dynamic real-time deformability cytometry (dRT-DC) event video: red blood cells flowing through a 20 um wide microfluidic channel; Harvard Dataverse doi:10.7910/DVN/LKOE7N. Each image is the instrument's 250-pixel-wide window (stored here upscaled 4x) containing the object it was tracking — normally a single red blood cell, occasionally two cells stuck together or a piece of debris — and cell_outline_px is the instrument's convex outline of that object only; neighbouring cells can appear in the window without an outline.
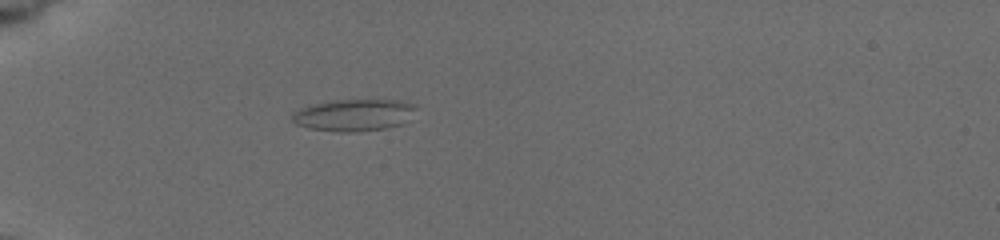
{"species": "common noctule bat (a hibernating species)", "species_latin": "Nyctalus noctula", "temperature_condition": "cold", "stored_images_in_passage": 29, "camera_frame_rate_fps": 3000, "um_per_image_px": 0.085, "animal": {"sex": "female", "body_mass_g": 19.5, "forearm_length_mm": 54.1}, "frame": {"image": 1, "passage_image": 1, "time_ms": 0.0, "image_size_px": [1000, 240], "cell_outline_px": [[416, 108], [400, 124], [388, 128], [356, 132], [336, 132], [308, 128], [296, 124], [292, 120], [292, 112], [300, 108], [332, 100], [376, 96], [400, 100]], "centroid_in_image_um": [30.05, 9.73], "position_along_channel_um": 55.0, "area_um2": 23.64}}
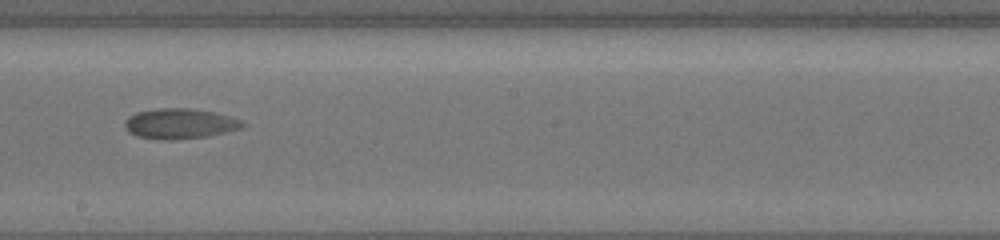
{"frame": {"image": 2, "passage_image": 13, "time_ms": 5.333, "image_size_px": [1000, 240], "cell_outline_px": [[248, 124], [244, 128], [208, 136], [168, 140], [164, 140], [136, 136], [128, 132], [124, 128], [124, 120], [128, 116], [136, 112], [156, 108], [188, 108], [216, 112], [240, 120]], "centroid_in_image_um": [15.27, 10.5], "position_along_channel_um": 232.9, "area_um2": 21.04}}
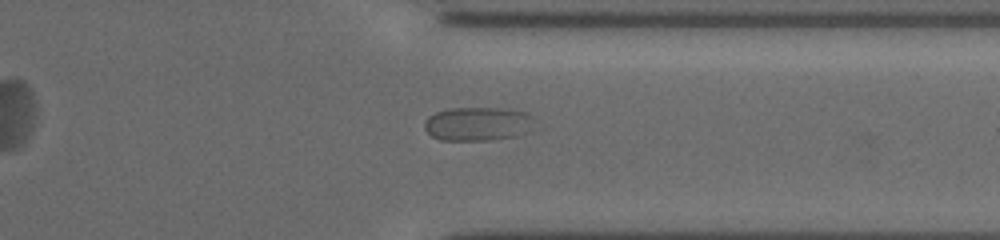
{"frame": {"image": 3, "passage_image": 25, "time_ms": 9.0, "image_size_px": [1000, 240], "cell_outline_px": [[532, 116], [524, 132], [516, 136], [488, 140], [440, 140], [432, 136], [424, 128], [424, 120], [428, 116], [436, 112], [448, 108], [504, 108], [528, 112]], "centroid_in_image_um": [40.51, 10.51], "position_along_channel_um": 370.9, "area_um2": 21.39}}